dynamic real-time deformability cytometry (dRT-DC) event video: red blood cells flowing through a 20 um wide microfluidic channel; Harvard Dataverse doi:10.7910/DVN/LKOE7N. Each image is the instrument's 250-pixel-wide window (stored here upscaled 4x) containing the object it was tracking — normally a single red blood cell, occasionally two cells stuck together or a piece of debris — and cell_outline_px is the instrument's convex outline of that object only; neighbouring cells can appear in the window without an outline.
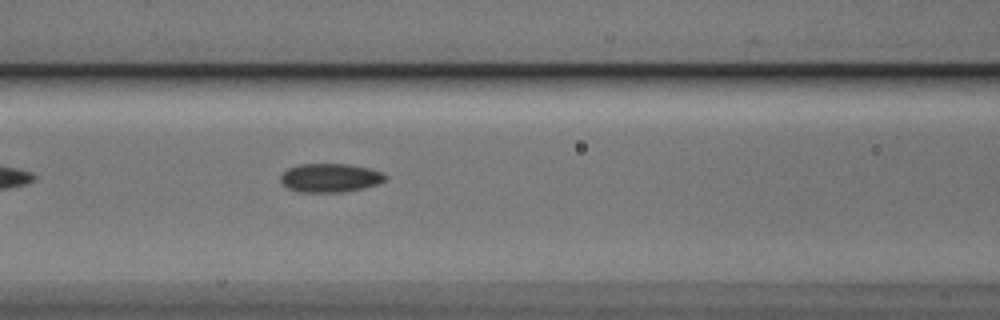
{"species": "Egyptian fruit bat (a non-hibernating species)", "species_latin": "Rousettus aegyptiacus", "temperature_condition": "cold", "stored_images_in_passage": 36, "camera_frame_rate_fps": 3000, "um_per_image_px": 0.085, "animal": {"sex": "male"}, "frame": {"image": 1, "passage_image": 6, "time_ms": 1.667, "image_size_px": [1000, 320], "cell_outline_px": [[388, 176], [384, 180], [376, 184], [364, 188], [344, 192], [300, 192], [288, 188], [280, 180], [280, 176], [288, 168], [300, 164], [348, 164], [368, 168], [380, 172]], "centroid_in_image_um": [28.05, 15.12], "position_along_channel_um": 138.6, "area_um2": 17.4}}
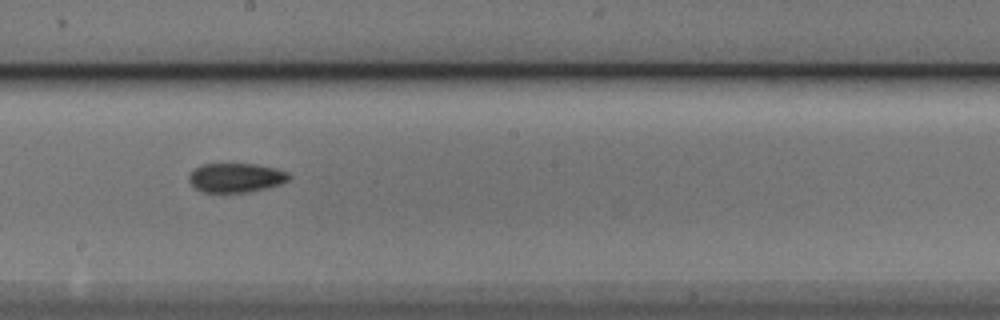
{"frame": {"image": 2, "passage_image": 13, "time_ms": 4.0, "image_size_px": [1000, 320], "cell_outline_px": [[292, 176], [288, 180], [280, 184], [248, 192], [200, 192], [188, 180], [188, 176], [192, 168], [200, 164], [256, 164], [276, 168], [288, 172]], "centroid_in_image_um": [20.02, 15.09], "position_along_channel_um": 228.2, "area_um2": 17.17}}
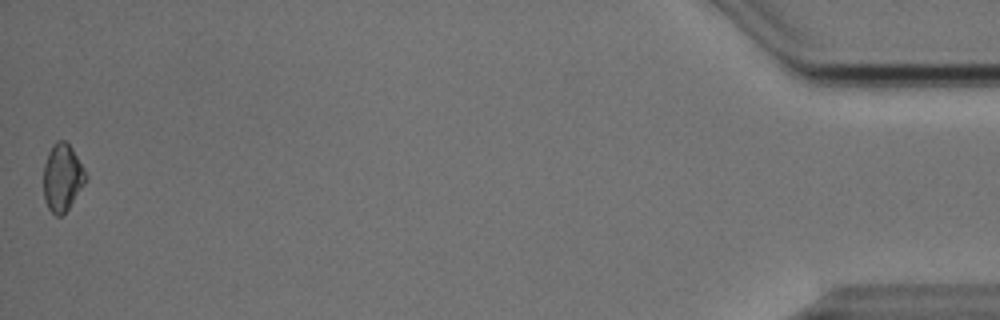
{"frame": {"image": 3, "passage_image": 36, "time_ms": 11.667, "image_size_px": [1000, 320], "cell_outline_px": [[88, 176], [84, 184], [68, 208], [60, 216], [56, 216], [48, 208], [44, 200], [44, 164], [48, 152], [52, 144], [56, 140], [64, 140], [72, 148]], "centroid_in_image_um": [5.29, 15.07], "position_along_channel_um": 429.9, "area_um2": 16.42}, "authors_computed_cell_mechanics": {"area_um2": 16.8198, "velocity_mm_per_s": 3.8487, "shape_relaxation_time_tau1_ms": null, "shape_relaxation_time_tau2_ms": 3.8082, "deformation_change_tau1": null, "deformation_change_tau2": 0.0787}}